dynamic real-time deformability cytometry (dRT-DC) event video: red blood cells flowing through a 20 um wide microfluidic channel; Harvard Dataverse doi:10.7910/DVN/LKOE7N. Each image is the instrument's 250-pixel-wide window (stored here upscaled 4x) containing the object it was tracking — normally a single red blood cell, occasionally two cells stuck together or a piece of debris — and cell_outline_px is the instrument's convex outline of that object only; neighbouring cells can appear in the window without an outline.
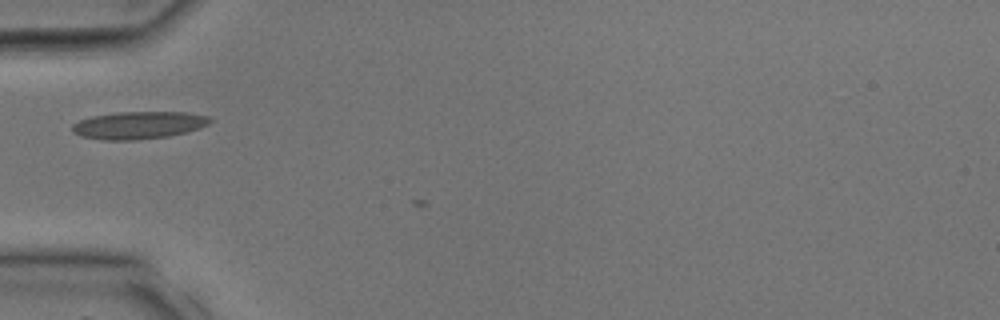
{"species": "common noctule bat (a hibernating species)", "species_latin": "Nyctalus noctula", "temperature_condition": "room temperature", "stored_images_in_passage": 2, "camera_frame_rate_fps": 3000, "um_per_image_px": 0.085, "animal": {"sex": "male", "body_mass_g": 17.9, "forearm_length_mm": 54.2}, "frame": {"image": 1, "passage_image": 1, "time_ms": 0.0, "image_size_px": [1000, 320], "cell_outline_px": [[212, 120], [208, 124], [200, 128], [168, 136], [136, 140], [104, 140], [80, 136], [72, 132], [72, 124], [80, 120], [92, 116], [120, 112], [188, 112], [208, 116]], "centroid_in_image_um": [11.77, 10.64], "position_along_channel_um": 73.2, "area_um2": 22.02}}